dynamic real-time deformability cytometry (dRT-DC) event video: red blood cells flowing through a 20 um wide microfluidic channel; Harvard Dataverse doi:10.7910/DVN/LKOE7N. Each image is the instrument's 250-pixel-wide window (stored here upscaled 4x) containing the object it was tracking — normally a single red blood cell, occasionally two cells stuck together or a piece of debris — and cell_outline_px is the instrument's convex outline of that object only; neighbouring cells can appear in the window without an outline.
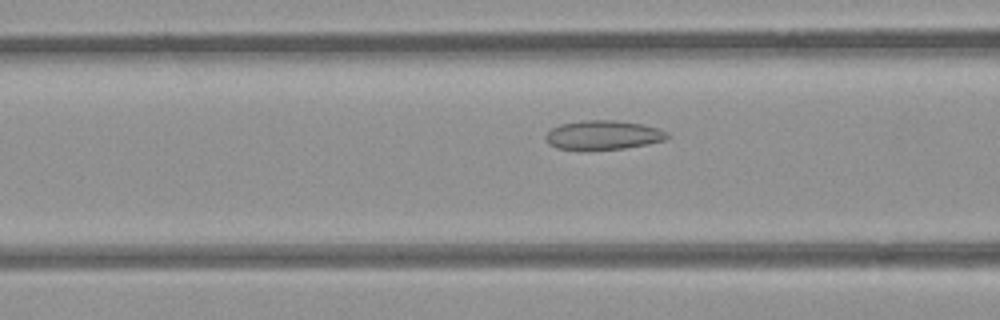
{"species": "common noctule bat (a hibernating species)", "species_latin": "Nyctalus noctula", "temperature_condition": "room temperature", "stored_images_in_passage": 35, "camera_frame_rate_fps": 3000, "um_per_image_px": 0.085, "animal": {"sex": "female", "body_mass_g": 21.9}, "frame": {"image": 1, "passage_image": 7, "time_ms": 2.0, "image_size_px": [1000, 320], "cell_outline_px": [[672, 136], [664, 140], [648, 144], [624, 148], [556, 148], [548, 144], [544, 136], [552, 128], [560, 124], [584, 120], [616, 120], [644, 124], [668, 132]], "centroid_in_image_um": [51.3, 11.45], "position_along_channel_um": 115.3, "area_um2": 20.35}}
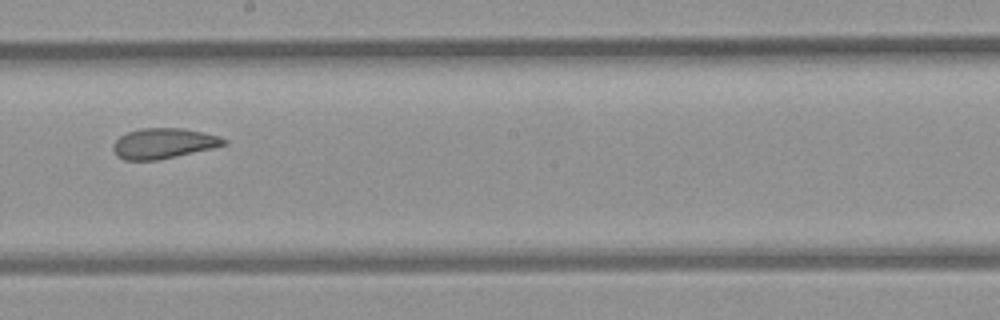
{"frame": {"image": 2, "passage_image": 16, "time_ms": 5.0, "image_size_px": [1000, 320], "cell_outline_px": [[228, 144], [212, 148], [176, 156], [156, 160], [124, 160], [116, 156], [112, 148], [112, 144], [120, 136], [128, 132], [140, 128], [184, 128], [204, 132], [220, 136], [228, 140]], "centroid_in_image_um": [13.9, 12.18], "position_along_channel_um": 234.3, "area_um2": 19.71}}
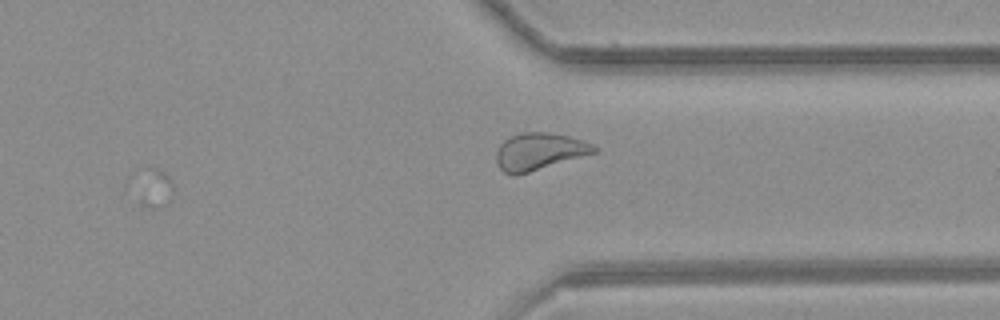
{"frame": {"image": 3, "passage_image": 26, "time_ms": 8.333, "image_size_px": [1000, 320], "cell_outline_px": [[600, 148], [596, 152], [528, 172], [504, 172], [496, 164], [496, 152], [500, 144], [504, 140], [512, 136], [524, 132], [548, 132], [568, 136], [592, 144]], "centroid_in_image_um": [45.84, 12.84], "position_along_channel_um": 365.6, "area_um2": 20.52}, "authors_computed_cell_mechanics": {"area_um2": 19.5942, "velocity_mm_per_s": 3.9471, "shape_relaxation_time_tau1_ms": null, "shape_relaxation_time_tau2_ms": 2.026, "deformation_change_tau1": null, "deformation_change_tau2": 0.0828}}